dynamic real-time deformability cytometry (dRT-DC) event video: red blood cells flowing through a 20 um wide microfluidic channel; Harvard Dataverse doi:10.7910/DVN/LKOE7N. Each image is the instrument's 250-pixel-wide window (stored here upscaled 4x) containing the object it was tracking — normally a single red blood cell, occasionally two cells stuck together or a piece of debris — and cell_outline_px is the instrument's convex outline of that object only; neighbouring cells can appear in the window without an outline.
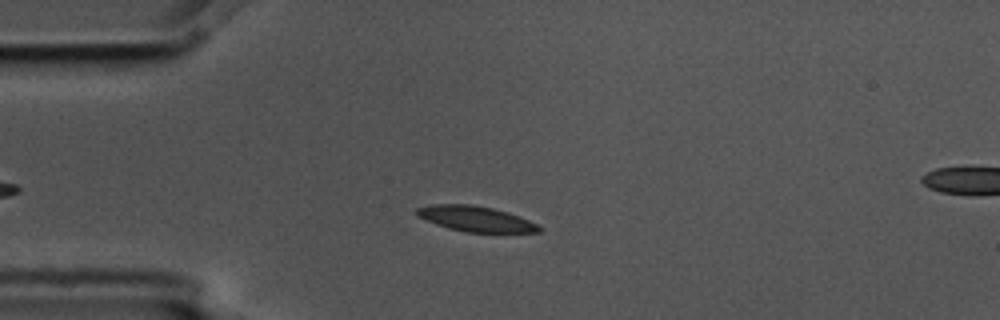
{"species": "common noctule bat (a hibernating species)", "species_latin": "Nyctalus noctula", "temperature_condition": "cold", "stored_images_in_passage": 10, "camera_frame_rate_fps": 3000, "um_per_image_px": 0.085, "animal": {"sex": "male", "body_mass_g": 17.5, "forearm_length_mm": 52.3}, "frame": {"image": 1, "passage_image": 4, "time_ms": 1.0, "image_size_px": [1000, 320], "cell_outline_px": [[544, 228], [540, 232], [464, 232], [448, 228], [436, 224], [416, 216], [416, 208], [432, 204], [472, 204], [492, 208], [508, 212], [528, 220]], "centroid_in_image_um": [40.41, 18.59], "position_along_channel_um": 44.6, "area_um2": 18.09}}